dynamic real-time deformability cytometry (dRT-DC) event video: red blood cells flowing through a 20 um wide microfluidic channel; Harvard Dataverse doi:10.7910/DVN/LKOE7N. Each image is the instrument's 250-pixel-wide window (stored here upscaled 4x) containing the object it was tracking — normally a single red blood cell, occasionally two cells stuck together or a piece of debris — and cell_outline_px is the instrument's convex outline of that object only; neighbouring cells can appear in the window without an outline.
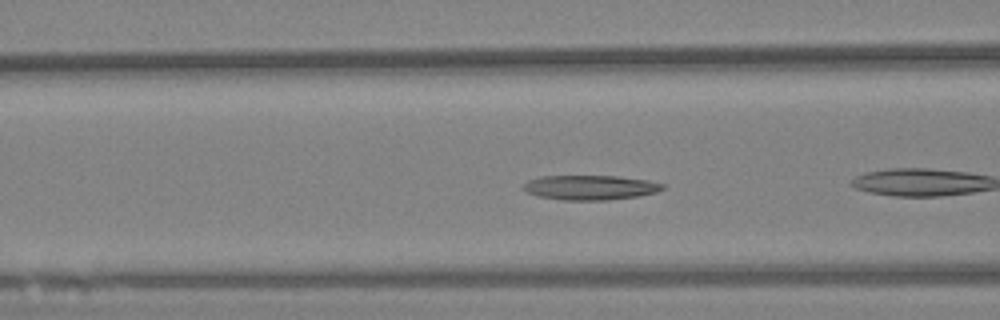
{"species": "Egyptian fruit bat (a non-hibernating species)", "species_latin": "Rousettus aegyptiacus", "temperature_condition": "warm", "stored_images_in_passage": 31, "camera_frame_rate_fps": 3000, "um_per_image_px": 0.085, "animal": {"sex": "female"}, "frame": {"image": 1, "passage_image": 5, "time_ms": 1.333, "image_size_px": [1000, 320], "cell_outline_px": [[664, 188], [656, 192], [640, 196], [608, 200], [560, 200], [536, 196], [520, 188], [528, 180], [540, 176], [620, 176], [648, 180], [664, 184]], "centroid_in_image_um": [50.15, 15.94], "position_along_channel_um": 116.5, "area_um2": 20.23}}